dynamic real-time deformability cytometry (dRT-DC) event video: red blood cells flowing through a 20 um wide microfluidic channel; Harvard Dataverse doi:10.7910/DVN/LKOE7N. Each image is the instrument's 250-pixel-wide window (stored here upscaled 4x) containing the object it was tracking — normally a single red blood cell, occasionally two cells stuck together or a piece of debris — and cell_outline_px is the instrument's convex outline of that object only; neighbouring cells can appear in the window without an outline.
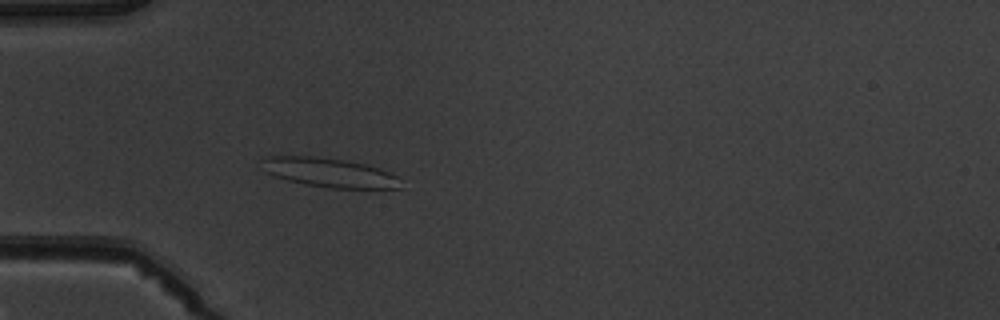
{"species": "common noctule bat (a hibernating species)", "species_latin": "Nyctalus noctula", "temperature_condition": "warm", "stored_images_in_passage": 3, "camera_frame_rate_fps": 3000, "um_per_image_px": 0.085, "animal": {"sex": "male", "body_mass_g": 19.5, "forearm_length_mm": 54.6}, "frame": {"image": 1, "passage_image": 3, "time_ms": 2.333, "image_size_px": [1000, 320], "cell_outline_px": [[404, 188], [328, 188], [288, 180], [272, 176], [268, 172], [260, 160], [268, 156], [312, 156], [344, 160], [364, 164], [380, 168], [392, 172], [396, 176]], "centroid_in_image_um": [28.03, 14.67], "position_along_channel_um": 57.0, "area_um2": 23.47}}